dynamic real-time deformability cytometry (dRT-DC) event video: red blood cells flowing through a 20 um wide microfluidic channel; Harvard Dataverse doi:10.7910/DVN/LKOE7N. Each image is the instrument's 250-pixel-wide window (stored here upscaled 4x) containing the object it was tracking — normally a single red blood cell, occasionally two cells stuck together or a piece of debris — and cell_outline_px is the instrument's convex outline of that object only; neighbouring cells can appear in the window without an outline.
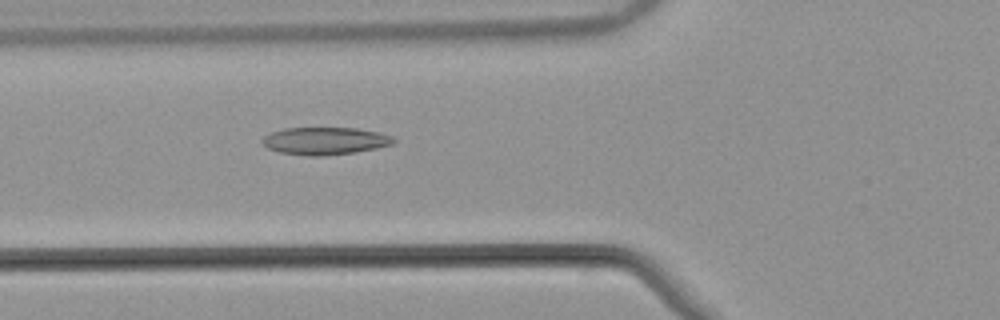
{"species": "common noctule bat (a hibernating species)", "species_latin": "Nyctalus noctula", "temperature_condition": "warm", "stored_images_in_passage": 53, "camera_frame_rate_fps": 3000, "um_per_image_px": 0.085, "animal": {"sex": "male", "body_mass_g": 21.5, "forearm_length_mm": 52.0}, "frame": {"image": 1, "passage_image": 20, "time_ms": 6.333, "image_size_px": [1000, 320], "cell_outline_px": [[396, 140], [392, 144], [376, 148], [352, 152], [324, 156], [308, 156], [280, 152], [268, 148], [260, 144], [260, 140], [264, 136], [272, 132], [284, 128], [356, 128], [376, 132], [392, 136]], "centroid_in_image_um": [27.57, 11.98], "position_along_channel_um": 98.2, "area_um2": 20.92}}
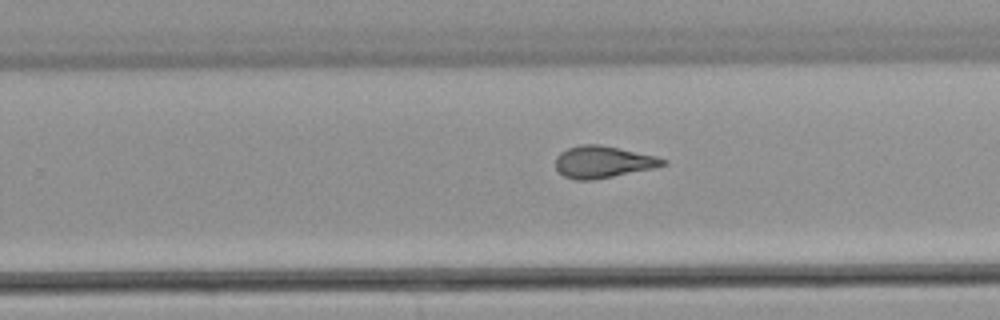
{"frame": {"image": 2, "passage_image": 34, "time_ms": 11.0, "image_size_px": [1000, 320], "cell_outline_px": [[668, 160], [664, 164], [652, 168], [592, 180], [576, 180], [564, 176], [556, 168], [556, 156], [560, 152], [568, 148], [580, 144], [600, 144], [656, 156]], "centroid_in_image_um": [51.21, 13.75], "position_along_channel_um": 278.6, "area_um2": 19.71}}
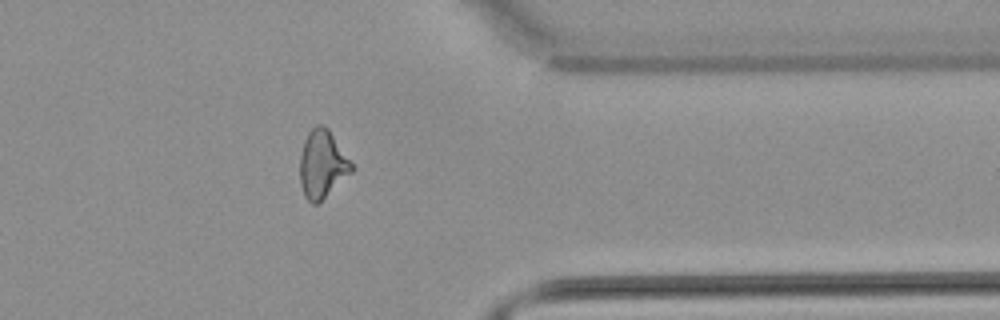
{"frame": {"image": 3, "passage_image": 43, "time_ms": 14.0, "image_size_px": [1000, 320], "cell_outline_px": [[356, 168], [352, 172], [316, 204], [312, 204], [304, 196], [300, 184], [300, 156], [304, 140], [308, 132], [316, 124], [324, 124], [328, 128]], "centroid_in_image_um": [27.39, 13.93], "position_along_channel_um": 384.0, "area_um2": 20.4}, "authors_computed_cell_mechanics": {"area_um2": 20.9236, "velocity_mm_per_s": 3.8676, "shape_relaxation_time_tau1_ms": null, "shape_relaxation_time_tau2_ms": 1.9647, "deformation_change_tau1": null, "deformation_change_tau2": 0.0892}}